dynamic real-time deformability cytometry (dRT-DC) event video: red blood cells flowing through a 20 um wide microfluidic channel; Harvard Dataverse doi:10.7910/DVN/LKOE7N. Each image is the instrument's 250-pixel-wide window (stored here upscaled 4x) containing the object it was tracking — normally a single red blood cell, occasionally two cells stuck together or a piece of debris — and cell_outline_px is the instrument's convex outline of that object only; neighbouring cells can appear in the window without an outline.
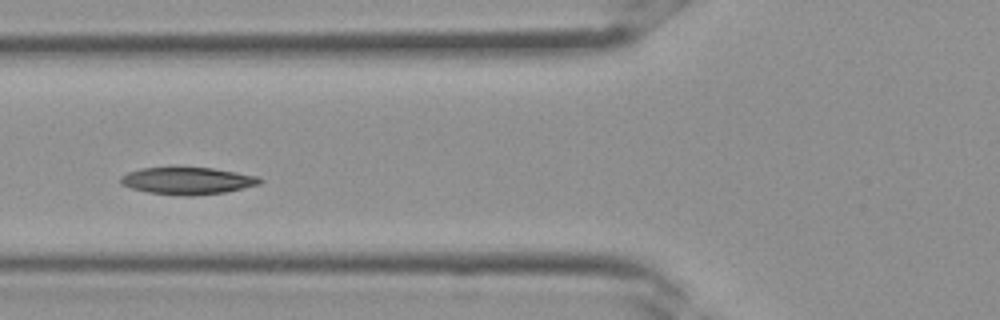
{"species": "Egyptian fruit bat (a non-hibernating species)", "species_latin": "Rousettus aegyptiacus", "temperature_condition": "room temperature", "stored_images_in_passage": 36, "camera_frame_rate_fps": 3000, "um_per_image_px": 0.085, "frame": {"image": 1, "passage_image": 14, "time_ms": 4.333, "image_size_px": [1000, 320], "cell_outline_px": [[264, 180], [260, 184], [244, 188], [224, 192], [192, 196], [184, 196], [148, 192], [132, 188], [120, 184], [120, 176], [128, 172], [140, 168], [212, 168], [260, 176]], "centroid_in_image_um": [15.96, 15.37], "position_along_channel_um": 109.8, "area_um2": 21.96}}
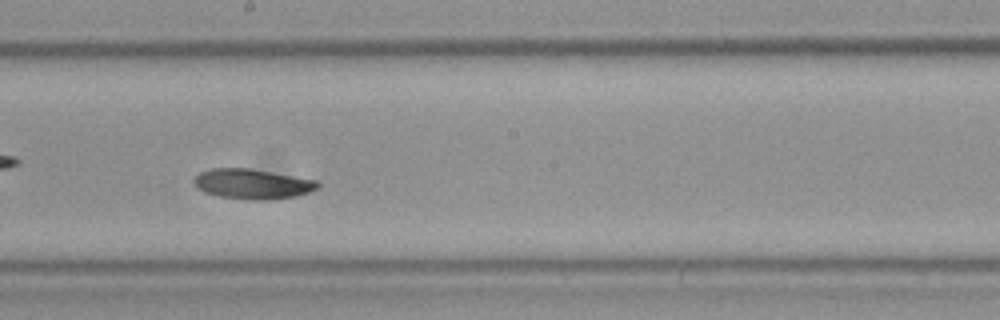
{"frame": {"image": 2, "passage_image": 20, "time_ms": 6.333, "image_size_px": [1000, 320], "cell_outline_px": [[320, 188], [296, 196], [264, 200], [248, 200], [220, 196], [204, 192], [192, 180], [200, 172], [212, 168], [248, 168], [320, 180]], "centroid_in_image_um": [21.51, 15.63], "position_along_channel_um": 226.7, "area_um2": 21.68}}
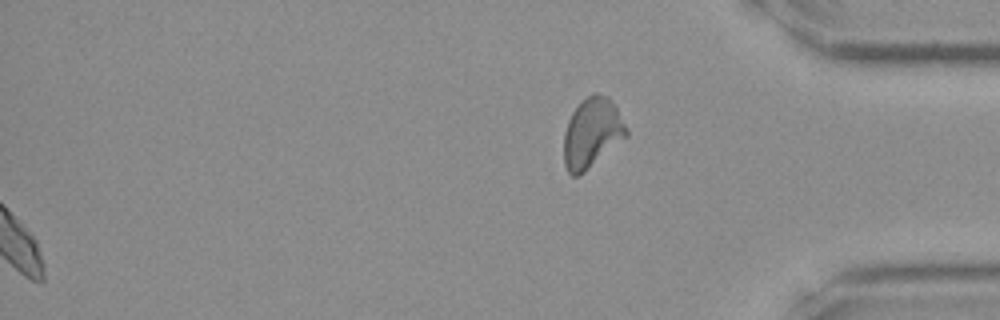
{"frame": {"image": 3, "passage_image": 36, "time_ms": 11.667, "image_size_px": [1000, 320], "cell_outline_px": [[628, 136], [584, 172], [576, 176], [572, 176], [568, 172], [564, 164], [564, 132], [568, 120], [572, 112], [580, 100], [596, 92], [608, 96], [612, 100], [628, 132]], "centroid_in_image_um": [50.3, 11.28], "position_along_channel_um": 384.9, "area_um2": 25.37}}